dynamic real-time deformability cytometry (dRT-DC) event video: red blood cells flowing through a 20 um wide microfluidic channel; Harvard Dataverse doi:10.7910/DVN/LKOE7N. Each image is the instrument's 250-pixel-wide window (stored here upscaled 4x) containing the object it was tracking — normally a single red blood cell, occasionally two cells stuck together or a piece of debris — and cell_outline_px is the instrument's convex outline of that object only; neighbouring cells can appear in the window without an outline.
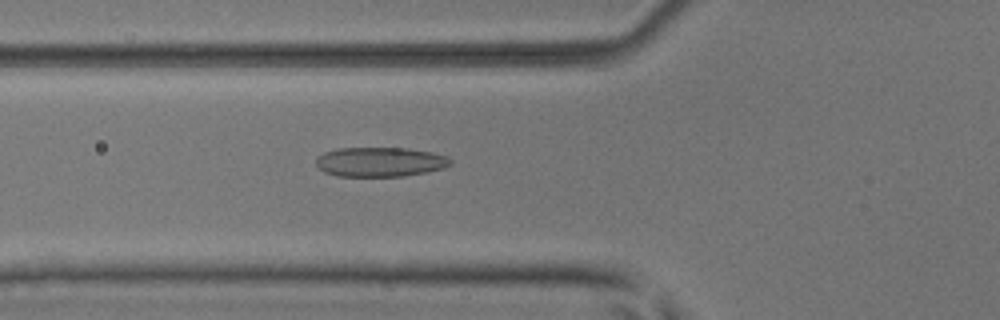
{"species": "common noctule bat (a hibernating species)", "species_latin": "Nyctalus noctula", "temperature_condition": "room temperature", "stored_images_in_passage": 37, "camera_frame_rate_fps": 3000, "um_per_image_px": 0.085, "animal": {"sex": "male", "body_mass_g": 17.9, "forearm_length_mm": 54.2}, "frame": {"image": 1, "passage_image": 4, "time_ms": 1.0, "image_size_px": [1000, 320], "cell_outline_px": [[452, 164], [444, 168], [428, 172], [404, 176], [336, 176], [324, 172], [316, 164], [316, 156], [324, 152], [336, 148], [408, 148], [432, 152], [448, 156], [452, 160]], "centroid_in_image_um": [32.32, 13.76], "position_along_channel_um": 93.5, "area_um2": 23.41}}
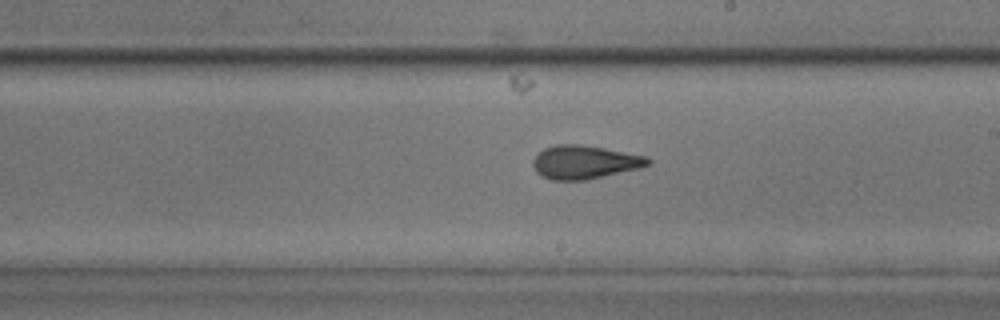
{"frame": {"image": 2, "passage_image": 15, "time_ms": 4.667, "image_size_px": [1000, 320], "cell_outline_px": [[652, 164], [640, 168], [584, 180], [552, 180], [540, 176], [536, 172], [532, 164], [532, 160], [544, 148], [556, 144], [580, 144], [604, 148], [648, 156], [652, 160]], "centroid_in_image_um": [49.7, 13.78], "position_along_channel_um": 239.3, "area_um2": 22.54}}
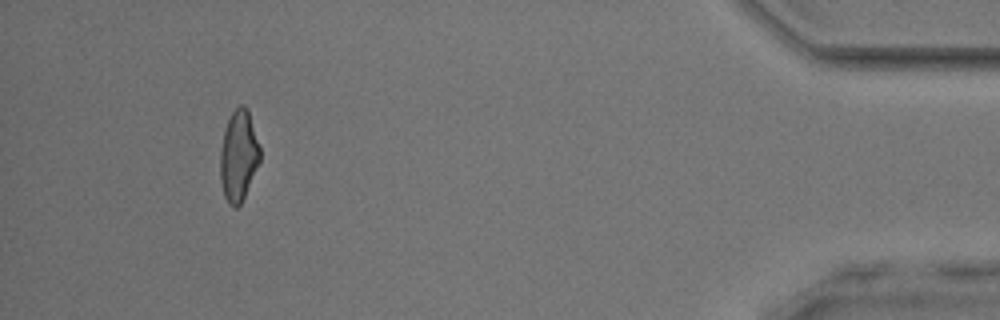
{"frame": {"image": 3, "passage_image": 33, "time_ms": 10.667, "image_size_px": [1000, 320], "cell_outline_px": [[260, 160], [244, 196], [240, 204], [236, 208], [228, 204], [224, 196], [220, 180], [220, 152], [224, 128], [232, 112], [240, 104], [244, 104], [248, 108], [260, 148]], "centroid_in_image_um": [20.26, 13.22], "position_along_channel_um": 414.9, "area_um2": 21.04}, "authors_computed_cell_mechanics": {"area_um2": 21.6172, "velocity_mm_per_s": 3.9871, "shape_relaxation_time_tau1_ms": 7.5322, "shape_relaxation_time_tau2_ms": 1.8796, "deformation_change_tau1": 0.2042, "deformation_change_tau2": 0.0966}}